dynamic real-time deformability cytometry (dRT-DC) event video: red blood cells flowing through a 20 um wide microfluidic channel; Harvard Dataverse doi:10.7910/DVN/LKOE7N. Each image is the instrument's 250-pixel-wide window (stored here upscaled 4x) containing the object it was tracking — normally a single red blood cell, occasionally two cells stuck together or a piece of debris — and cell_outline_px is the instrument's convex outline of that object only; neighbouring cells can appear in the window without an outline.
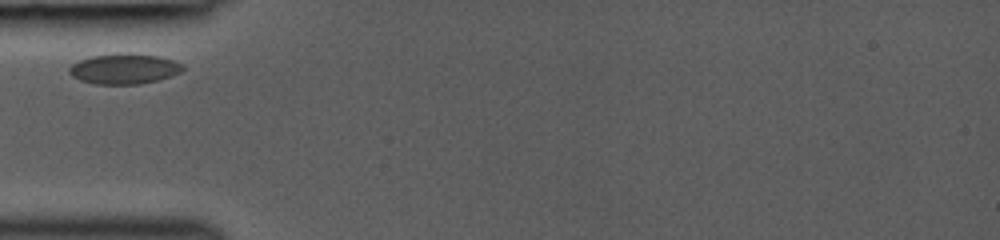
{"species": "common noctule bat (a hibernating species)", "species_latin": "Nyctalus noctula", "temperature_condition": "room temperature", "stored_images_in_passage": 2, "camera_frame_rate_fps": 3000, "um_per_image_px": 0.085, "animal": {"sex": "female", "body_mass_g": 19.0, "forearm_length_mm": 53.3}, "frame": {"image": 1, "passage_image": 1, "time_ms": 0.0, "image_size_px": [1000, 240], "cell_outline_px": [[184, 68], [180, 72], [172, 76], [140, 84], [96, 84], [80, 80], [72, 76], [68, 72], [68, 68], [72, 64], [80, 60], [92, 56], [128, 52], [160, 56], [184, 64]], "centroid_in_image_um": [10.57, 5.84], "position_along_channel_um": 74.4, "area_um2": 20.17}}